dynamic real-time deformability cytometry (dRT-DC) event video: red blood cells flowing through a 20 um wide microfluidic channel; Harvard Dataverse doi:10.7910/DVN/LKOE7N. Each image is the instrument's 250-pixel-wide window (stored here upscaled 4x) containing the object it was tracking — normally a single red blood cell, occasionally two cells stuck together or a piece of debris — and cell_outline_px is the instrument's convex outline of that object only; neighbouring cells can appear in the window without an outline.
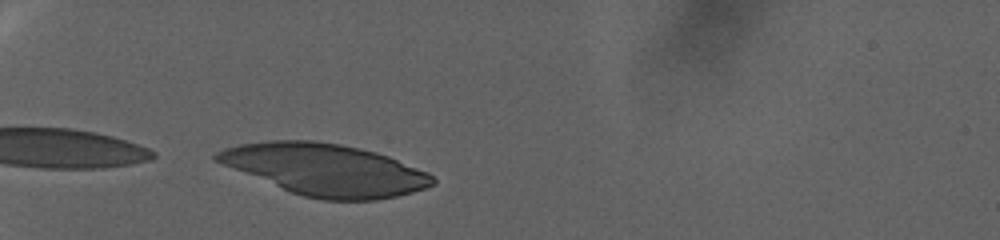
{"species": "human", "species_latin": "Homo sapiens", "temperature_condition": "warm", "stored_images_in_passage": 55, "camera_frame_rate_fps": 3000, "um_per_image_px": 0.085, "donor": {"sex": "female"}, "frame": {"image": 1, "passage_image": 1, "time_ms": 0.0, "image_size_px": [1000, 240], "cell_outline_px": [[436, 184], [412, 192], [396, 196], [376, 200], [320, 200], [304, 196], [292, 192], [212, 160], [212, 156], [216, 152], [224, 148], [240, 144], [268, 140], [312, 140], [340, 144], [360, 148], [376, 152], [388, 156], [428, 172], [436, 180]], "centroid_in_image_um": [27.65, 14.41], "position_along_channel_um": 57.4, "area_um2": 64.68}}